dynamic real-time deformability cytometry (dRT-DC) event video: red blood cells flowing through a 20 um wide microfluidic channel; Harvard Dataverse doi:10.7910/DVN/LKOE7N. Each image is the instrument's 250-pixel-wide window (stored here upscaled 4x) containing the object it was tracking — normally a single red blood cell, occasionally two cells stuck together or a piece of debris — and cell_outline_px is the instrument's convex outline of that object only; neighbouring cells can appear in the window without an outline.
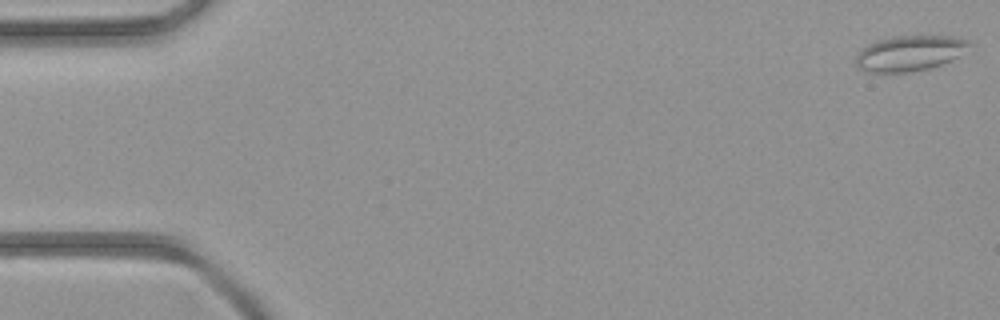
{"species": "common noctule bat (a hibernating species)", "species_latin": "Nyctalus noctula", "temperature_condition": "room temperature", "stored_images_in_passage": 45, "camera_frame_rate_fps": 3000, "um_per_image_px": 0.085, "animal": {"sex": "female", "body_mass_g": 21.9}, "frame": {"image": 1, "passage_image": 1, "time_ms": 0.0, "image_size_px": [1000, 320], "cell_outline_px": [[972, 44], [956, 56], [940, 64], [928, 68], [908, 72], [872, 72], [856, 68], [856, 56], [868, 44], [880, 40], [896, 36], [952, 36], [968, 40]], "centroid_in_image_um": [77.29, 4.52], "position_along_channel_um": 7.7, "area_um2": 22.83}}
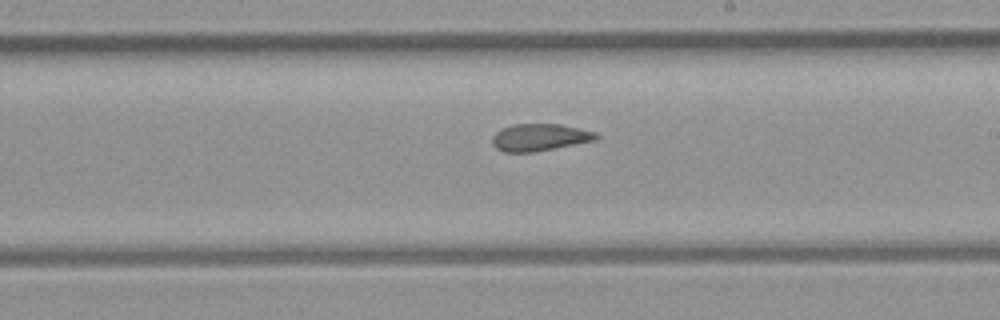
{"frame": {"image": 2, "passage_image": 26, "time_ms": 8.333, "image_size_px": [1000, 320], "cell_outline_px": [[600, 136], [596, 140], [532, 152], [504, 152], [496, 148], [492, 144], [492, 136], [500, 128], [512, 124], [560, 124], [596, 132]], "centroid_in_image_um": [45.84, 11.66], "position_along_channel_um": 243.2, "area_um2": 16.42}}
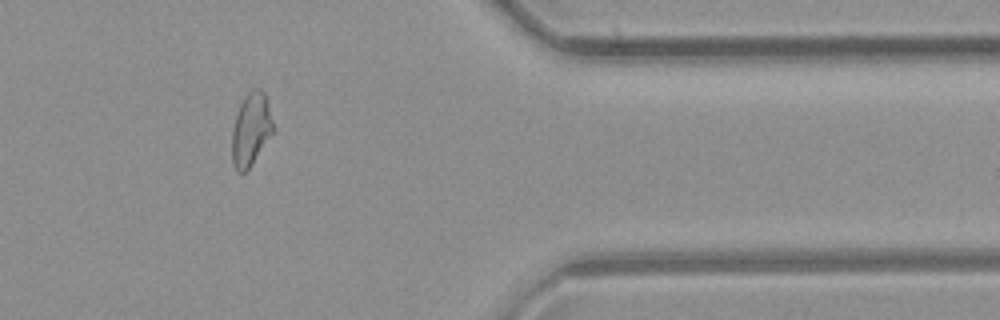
{"frame": {"image": 3, "passage_image": 37, "time_ms": 12.0, "image_size_px": [1000, 320], "cell_outline_px": [[272, 132], [252, 164], [244, 172], [236, 172], [232, 164], [232, 128], [240, 104], [244, 96], [252, 88], [260, 88], [264, 92], [268, 100], [272, 120]], "centroid_in_image_um": [21.3, 10.97], "position_along_channel_um": 390.1, "area_um2": 17.34}}